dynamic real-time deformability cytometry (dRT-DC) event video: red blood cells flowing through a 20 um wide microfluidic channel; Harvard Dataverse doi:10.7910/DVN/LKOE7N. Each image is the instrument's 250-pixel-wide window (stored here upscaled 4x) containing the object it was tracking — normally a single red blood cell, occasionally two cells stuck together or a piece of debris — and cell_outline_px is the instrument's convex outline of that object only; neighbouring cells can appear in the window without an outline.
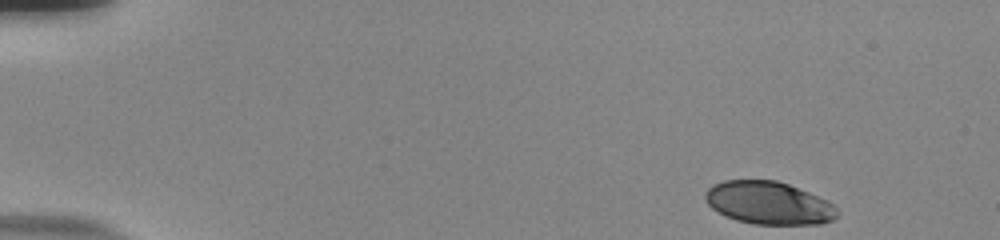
{"species": "human", "species_latin": "Homo sapiens", "temperature_condition": "room temperature", "stored_images_in_passage": 50, "camera_frame_rate_fps": 3000, "um_per_image_px": 0.085, "donor": {"sex": "male"}, "frame": {"image": 1, "passage_image": 1, "time_ms": 0.0, "image_size_px": [1000, 240], "cell_outline_px": [[836, 216], [832, 220], [820, 224], [752, 224], [736, 220], [724, 216], [712, 208], [704, 200], [704, 192], [712, 184], [724, 180], [776, 180], [788, 184], [828, 200], [836, 208]], "centroid_in_image_um": [65.28, 17.25], "position_along_channel_um": 19.7, "area_um2": 33.0}}
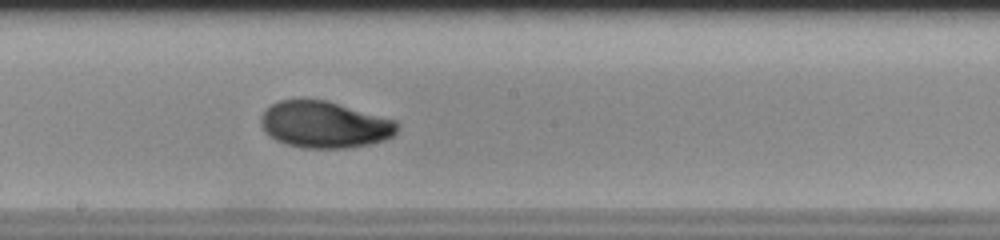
{"frame": {"image": 2, "passage_image": 27, "time_ms": 8.667, "image_size_px": [1000, 240], "cell_outline_px": [[396, 132], [392, 136], [384, 140], [368, 144], [348, 148], [304, 148], [288, 144], [276, 140], [264, 132], [260, 124], [260, 116], [272, 104], [280, 100], [300, 96], [328, 100], [396, 120]], "centroid_in_image_um": [27.53, 10.55], "position_along_channel_um": 220.7, "area_um2": 37.63}}
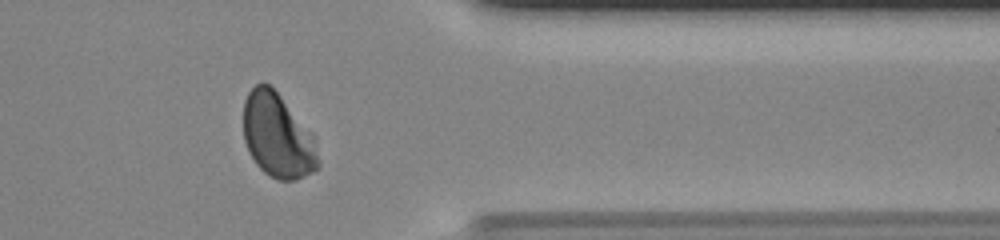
{"frame": {"image": 3, "passage_image": 41, "time_ms": 13.333, "image_size_px": [1000, 240], "cell_outline_px": [[320, 164], [312, 172], [296, 180], [276, 180], [264, 172], [256, 164], [248, 152], [244, 140], [244, 100], [248, 92], [256, 84], [268, 84], [280, 96], [316, 136]], "centroid_in_image_um": [23.62, 11.57], "position_along_channel_um": 387.8, "area_um2": 36.93}, "authors_computed_cell_mechanics": {"area_um2": 36.0383, "velocity_mm_per_s": 3.7715, "shape_relaxation_time_tau1_ms": 3.8952, "shape_relaxation_time_tau2_ms": 0.8405, "deformation_change_tau1": 0.1581, "deformation_change_tau2": 0.0379}}